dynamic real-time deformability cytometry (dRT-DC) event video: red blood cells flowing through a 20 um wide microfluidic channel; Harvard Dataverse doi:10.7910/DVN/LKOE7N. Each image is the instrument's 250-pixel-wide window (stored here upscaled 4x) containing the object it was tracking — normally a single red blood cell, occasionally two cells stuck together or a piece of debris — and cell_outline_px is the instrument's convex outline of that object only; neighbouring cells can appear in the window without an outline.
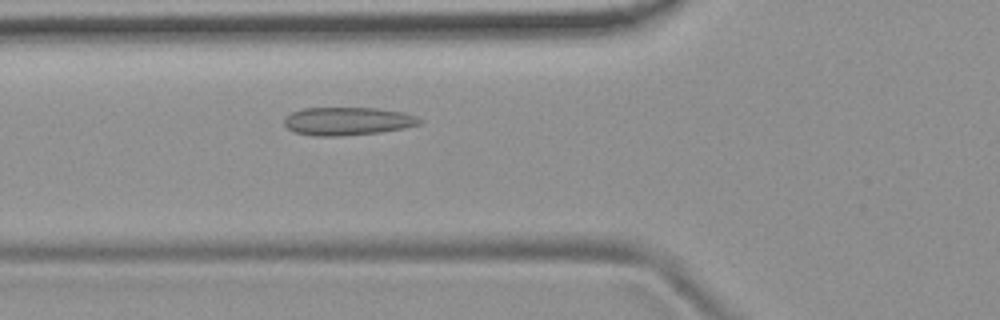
{"species": "common noctule bat (a hibernating species)", "species_latin": "Nyctalus noctula", "temperature_condition": "room temperature", "stored_images_in_passage": 47, "camera_frame_rate_fps": 3000, "um_per_image_px": 0.085, "animal": {"sex": "female", "body_mass_g": 19.9}, "frame": {"image": 1, "passage_image": 15, "time_ms": 4.667, "image_size_px": [1000, 320], "cell_outline_px": [[424, 120], [420, 124], [404, 128], [380, 132], [340, 136], [312, 136], [296, 132], [288, 128], [284, 124], [284, 120], [292, 112], [304, 108], [376, 108], [404, 112], [416, 116]], "centroid_in_image_um": [29.58, 10.3], "position_along_channel_um": 96.2, "area_um2": 22.14}}
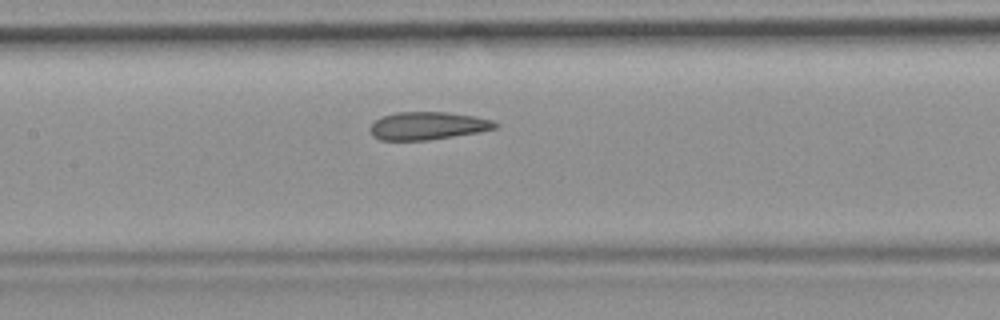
{"frame": {"image": 2, "passage_image": 21, "time_ms": 6.667, "image_size_px": [1000, 320], "cell_outline_px": [[500, 124], [496, 128], [476, 132], [428, 140], [380, 140], [372, 136], [368, 128], [376, 120], [384, 116], [396, 112], [448, 112], [476, 116], [492, 120]], "centroid_in_image_um": [36.34, 10.69], "position_along_channel_um": 171.1, "area_um2": 20.23}}
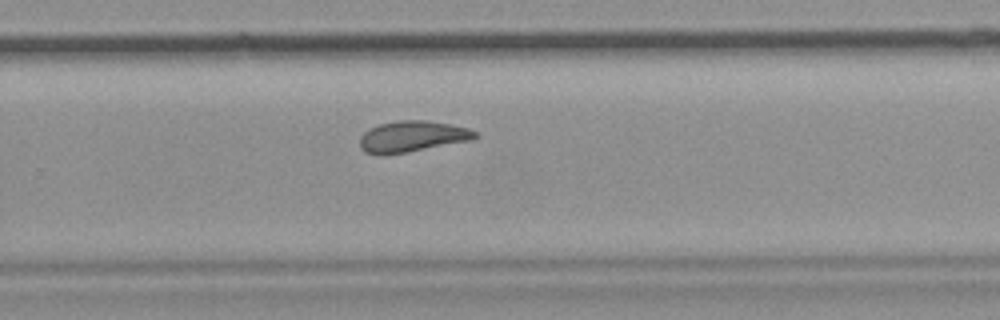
{"frame": {"image": 3, "passage_image": 31, "time_ms": 10.0, "image_size_px": [1000, 320], "cell_outline_px": [[480, 136], [472, 140], [404, 152], [380, 156], [364, 152], [360, 148], [360, 136], [368, 128], [380, 124], [400, 120], [428, 120], [468, 128], [476, 132]], "centroid_in_image_um": [35.0, 11.6], "position_along_channel_um": 294.8, "area_um2": 20.87}, "authors_computed_cell_mechanics": {"area_um2": 21.0392, "velocity_mm_per_s": 3.729, "shape_relaxation_time_tau1_ms": null, "shape_relaxation_time_tau2_ms": 1.5693, "deformation_change_tau1": null, "deformation_change_tau2": 0.0696}}